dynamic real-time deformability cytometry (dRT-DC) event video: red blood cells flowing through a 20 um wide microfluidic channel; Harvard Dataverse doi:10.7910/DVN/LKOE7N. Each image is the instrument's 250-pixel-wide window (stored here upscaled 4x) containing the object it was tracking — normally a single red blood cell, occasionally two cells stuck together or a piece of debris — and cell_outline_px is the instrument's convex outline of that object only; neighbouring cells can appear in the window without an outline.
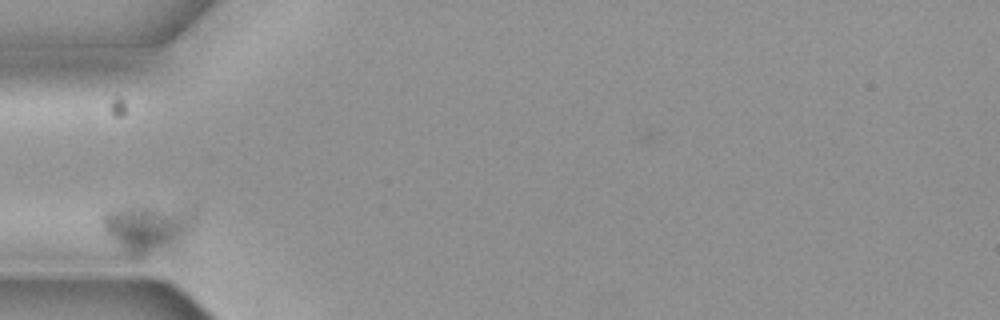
{"species": "common noctule bat (a hibernating species)", "species_latin": "Nyctalus noctula", "temperature_condition": "cold", "stored_images_in_passage": 4, "camera_frame_rate_fps": 3000, "um_per_image_px": 0.085, "animal": {"sex": "female", "body_mass_g": 19.3, "forearm_length_mm": 54.1}, "frame": {"image": 1, "passage_image": 1, "time_ms": 0.0, "image_size_px": [1000, 320], "cell_outline_px": [[196, 224], [184, 240], [176, 248], [140, 256], [136, 256], [124, 252], [104, 232], [100, 224], [100, 216], [104, 212], [116, 208], [132, 204], [144, 204], [196, 212]], "centroid_in_image_um": [12.52, 19.37], "position_along_channel_um": 72.5, "area_um2": 26.7}}
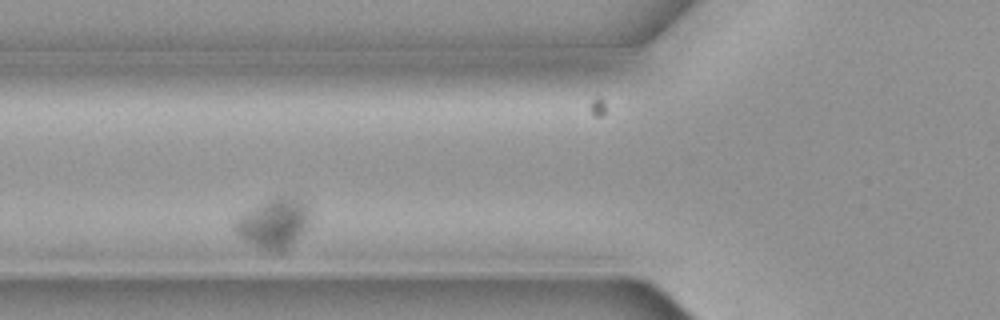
{"frame": {"image": 2, "passage_image": 2, "time_ms": 0.333, "image_size_px": [1000, 320], "cell_outline_px": [[308, 224], [300, 236], [280, 252], [276, 252], [256, 248], [244, 240], [232, 228], [232, 224], [236, 216], [276, 196], [296, 196], [308, 204]], "centroid_in_image_um": [23.22, 18.97], "position_along_channel_um": 102.6, "area_um2": 21.85}}
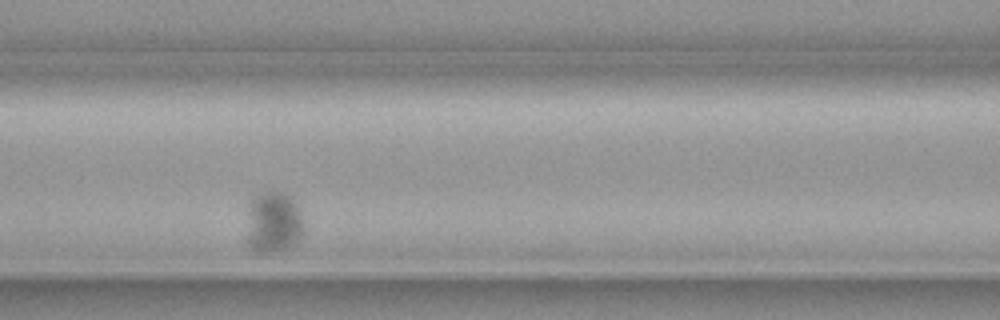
{"frame": {"image": 3, "passage_image": 3, "time_ms": 0.667, "image_size_px": [1000, 320], "cell_outline_px": [[304, 236], [300, 240], [288, 248], [272, 252], [256, 252], [248, 248], [248, 204], [252, 192], [284, 192], [292, 196], [300, 212], [304, 224]], "centroid_in_image_um": [23.24, 18.87], "position_along_channel_um": 143.4, "area_um2": 21.1}}